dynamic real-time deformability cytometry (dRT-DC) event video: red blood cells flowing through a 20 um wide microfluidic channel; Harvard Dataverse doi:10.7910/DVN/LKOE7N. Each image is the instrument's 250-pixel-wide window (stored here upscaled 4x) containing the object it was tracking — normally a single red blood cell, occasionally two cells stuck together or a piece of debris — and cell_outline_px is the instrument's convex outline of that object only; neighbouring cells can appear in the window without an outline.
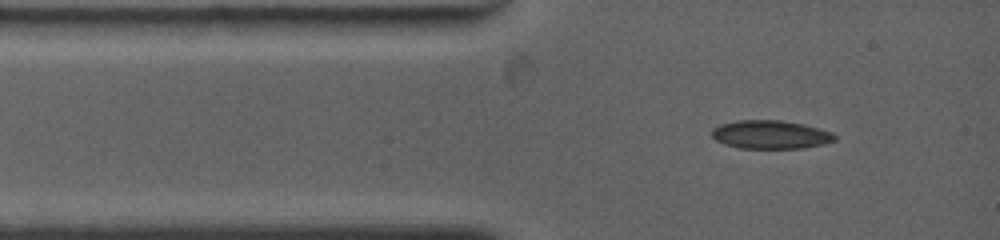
{"species": "common noctule bat (a hibernating species)", "species_latin": "Nyctalus noctula", "temperature_condition": "warm", "stored_images_in_passage": 2, "camera_frame_rate_fps": 4500, "um_per_image_px": 0.085, "animal": {"sex": "female", "body_mass_g": 19.0, "forearm_length_mm": 53.3}, "frame": {"image": 1, "passage_image": 1, "time_ms": 0.0, "image_size_px": [1000, 240], "cell_outline_px": [[836, 140], [824, 144], [804, 148], [740, 148], [724, 144], [716, 140], [712, 136], [712, 128], [720, 124], [736, 120], [780, 120], [804, 124], [832, 132], [836, 136]], "centroid_in_image_um": [65.5, 11.44], "position_along_channel_um": 19.5, "area_um2": 20.46}}